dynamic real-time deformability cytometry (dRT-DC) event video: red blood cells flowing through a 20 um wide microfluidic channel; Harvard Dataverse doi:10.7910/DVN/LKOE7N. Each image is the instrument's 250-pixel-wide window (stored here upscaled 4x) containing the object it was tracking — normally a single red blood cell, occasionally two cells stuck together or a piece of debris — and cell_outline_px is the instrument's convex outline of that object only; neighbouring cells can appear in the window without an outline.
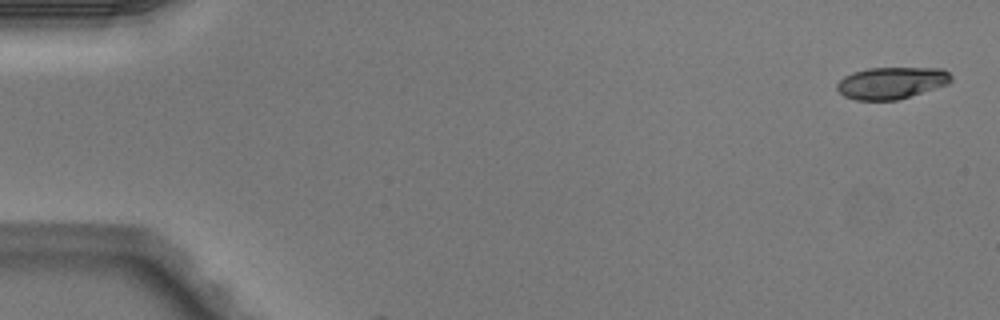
{"species": "Egyptian fruit bat (a non-hibernating species)", "species_latin": "Rousettus aegyptiacus", "temperature_condition": "warm", "stored_images_in_passage": 2, "camera_frame_rate_fps": 3000, "um_per_image_px": 0.085, "animal": {"sex": "male"}, "frame": {"image": 1, "passage_image": 1, "time_ms": 0.0, "image_size_px": [1000, 320], "cell_outline_px": [[952, 80], [948, 84], [896, 100], [856, 100], [844, 96], [836, 88], [836, 84], [844, 76], [852, 72], [868, 68], [944, 68], [952, 76]], "centroid_in_image_um": [75.76, 7.04], "position_along_channel_um": 9.2, "area_um2": 21.15}}